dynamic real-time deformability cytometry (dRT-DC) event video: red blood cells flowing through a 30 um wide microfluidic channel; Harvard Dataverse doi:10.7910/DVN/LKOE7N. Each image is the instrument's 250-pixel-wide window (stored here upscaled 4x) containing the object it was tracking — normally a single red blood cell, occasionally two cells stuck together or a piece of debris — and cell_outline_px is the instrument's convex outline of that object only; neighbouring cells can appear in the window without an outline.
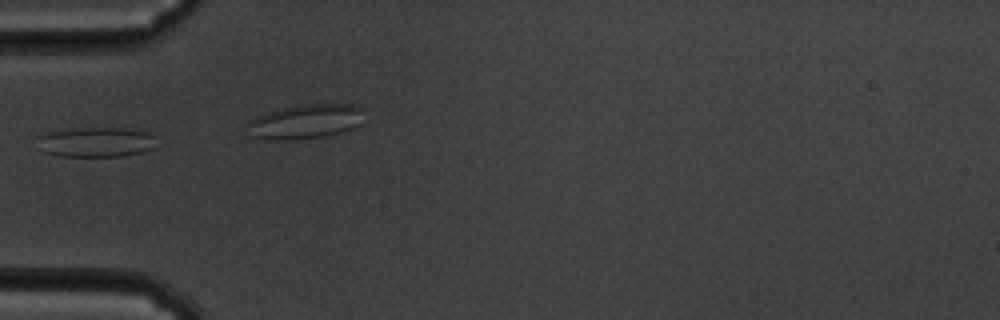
{"species": "common noctule bat (a hibernating species)", "species_latin": "Nyctalus noctula", "temperature_condition": "cold", "stored_images_in_passage": 17, "camera_frame_rate_fps": 3000, "um_per_image_px": 0.085, "animal": {"sex": "male", "body_mass_g": 19.5, "forearm_length_mm": 54.6}, "frame": {"image": 1, "passage_image": 1, "time_ms": 0.0, "image_size_px": [1000, 320], "cell_outline_px": [[160, 144], [156, 148], [144, 152], [124, 156], [60, 156], [44, 152], [36, 136], [48, 132], [76, 128], [116, 128], [148, 132], [156, 136]], "centroid_in_image_um": [8.26, 12.08], "position_along_channel_um": 76.7, "area_um2": 20.98}}